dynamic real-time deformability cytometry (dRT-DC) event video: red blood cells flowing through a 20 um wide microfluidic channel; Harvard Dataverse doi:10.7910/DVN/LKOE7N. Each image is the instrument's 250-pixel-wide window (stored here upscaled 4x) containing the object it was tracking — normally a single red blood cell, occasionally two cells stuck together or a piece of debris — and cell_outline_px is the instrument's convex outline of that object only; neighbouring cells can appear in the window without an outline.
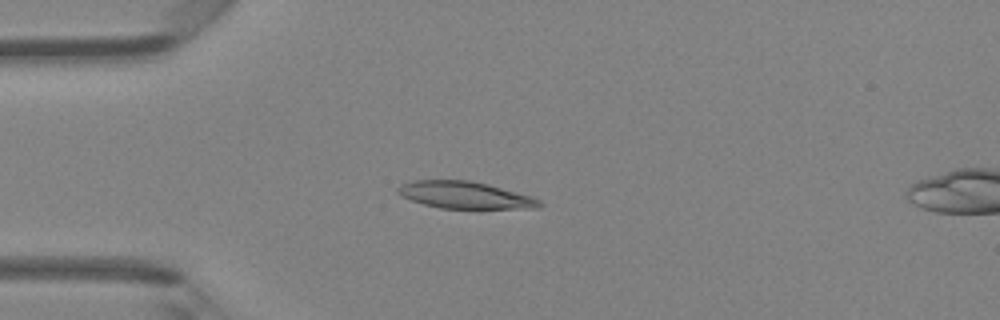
{"species": "Egyptian fruit bat (a non-hibernating species)", "species_latin": "Rousettus aegyptiacus", "temperature_condition": "room temperature", "stored_images_in_passage": 4, "camera_frame_rate_fps": 3000, "um_per_image_px": 0.085, "animal": {"sex": "female"}, "frame": {"image": 1, "passage_image": 3, "time_ms": 3.333, "image_size_px": [1000, 320], "cell_outline_px": [[544, 204], [540, 208], [440, 208], [424, 204], [400, 196], [396, 192], [396, 188], [400, 184], [416, 180], [468, 180], [488, 184], [532, 196], [540, 200]], "centroid_in_image_um": [39.52, 16.58], "position_along_channel_um": 45.5, "area_um2": 22.31}}